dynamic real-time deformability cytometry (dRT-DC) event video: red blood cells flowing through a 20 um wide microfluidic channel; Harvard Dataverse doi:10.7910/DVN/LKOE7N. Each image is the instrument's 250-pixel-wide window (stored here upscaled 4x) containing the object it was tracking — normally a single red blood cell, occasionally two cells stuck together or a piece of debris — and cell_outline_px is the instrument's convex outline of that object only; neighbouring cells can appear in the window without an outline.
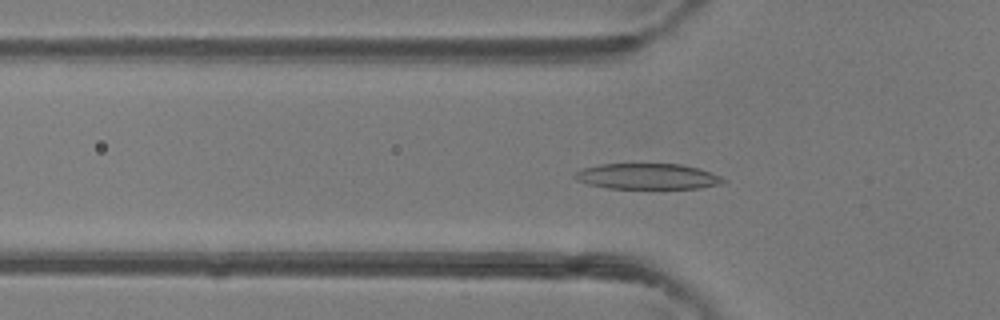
{"species": "common noctule bat (a hibernating species)", "species_latin": "Nyctalus noctula", "temperature_condition": "room temperature", "stored_images_in_passage": 47, "camera_frame_rate_fps": 3000, "um_per_image_px": 0.085, "animal": {"sex": "female"}, "frame": {"image": 1, "passage_image": 16, "time_ms": 5.0, "image_size_px": [1000, 320], "cell_outline_px": [[728, 180], [716, 184], [700, 188], [608, 188], [588, 184], [576, 180], [572, 176], [576, 172], [584, 168], [600, 164], [680, 164], [700, 168], [720, 176]], "centroid_in_image_um": [55.01, 14.99], "position_along_channel_um": 70.8, "area_um2": 22.08}}
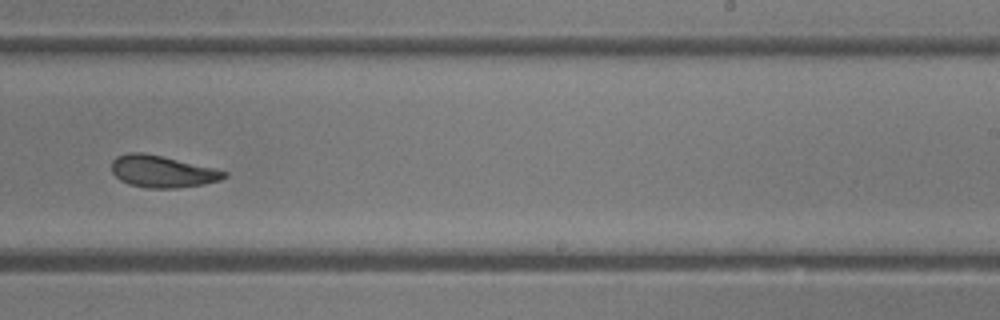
{"frame": {"image": 2, "passage_image": 30, "time_ms": 9.667, "image_size_px": [1000, 320], "cell_outline_px": [[228, 176], [220, 180], [204, 184], [176, 188], [148, 188], [128, 184], [120, 180], [112, 172], [112, 160], [116, 156], [128, 152], [140, 152], [160, 156], [216, 168], [228, 172]], "centroid_in_image_um": [13.8, 14.58], "position_along_channel_um": 275.2, "area_um2": 20.92}}
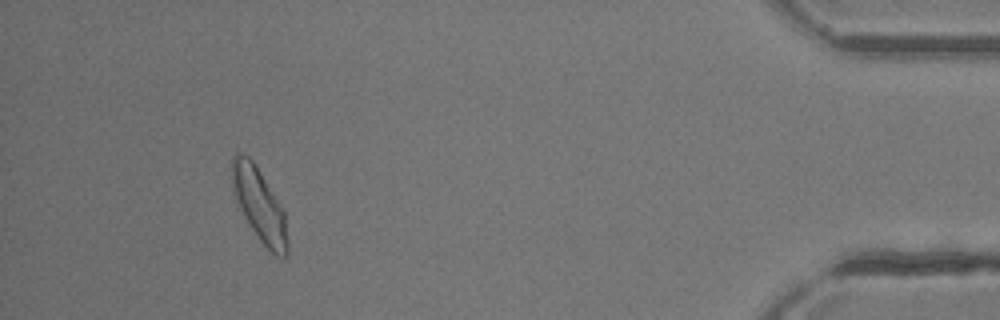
{"frame": {"image": 3, "passage_image": 44, "time_ms": 14.333, "image_size_px": [1000, 320], "cell_outline_px": [[288, 252], [284, 256], [276, 256], [260, 240], [244, 216], [240, 208], [232, 184], [232, 156], [236, 152], [240, 152], [248, 156], [252, 160], [284, 208], [288, 240]], "centroid_in_image_um": [22.07, 17.39], "position_along_channel_um": 413.1, "area_um2": 23.29}, "authors_computed_cell_mechanics": {"area_um2": 22.3686, "velocity_mm_per_s": 4.3693, "shape_relaxation_time_tau1_ms": 3.5516, "shape_relaxation_time_tau2_ms": 2.5634, "deformation_change_tau1": 0.1258, "deformation_change_tau2": 0.0891}}